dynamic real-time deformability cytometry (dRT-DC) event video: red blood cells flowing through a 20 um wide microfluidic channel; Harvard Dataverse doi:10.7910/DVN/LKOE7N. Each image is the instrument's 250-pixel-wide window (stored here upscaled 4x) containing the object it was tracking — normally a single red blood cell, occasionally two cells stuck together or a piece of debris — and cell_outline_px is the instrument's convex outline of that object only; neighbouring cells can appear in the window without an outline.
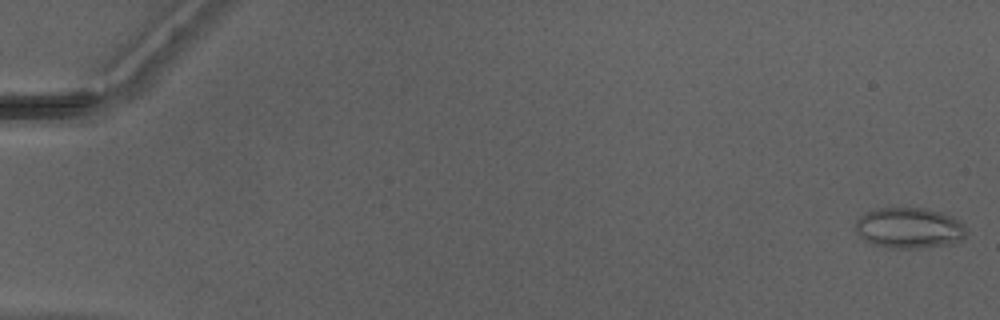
{"species": "Egyptian fruit bat (a non-hibernating species)", "species_latin": "Rousettus aegyptiacus", "temperature_condition": "warm", "stored_images_in_passage": 48, "camera_frame_rate_fps": 3000, "um_per_image_px": 0.085, "animal": {"sex": "male"}, "frame": {"image": 1, "passage_image": 1, "time_ms": 0.0, "image_size_px": [1000, 320], "cell_outline_px": [[968, 232], [960, 240], [944, 244], [920, 248], [888, 248], [872, 244], [856, 232], [856, 220], [864, 212], [876, 208], [924, 208], [940, 212], [952, 216], [960, 220], [964, 224]], "centroid_in_image_um": [77.27, 19.36], "position_along_channel_um": 7.7, "area_um2": 26.3}}
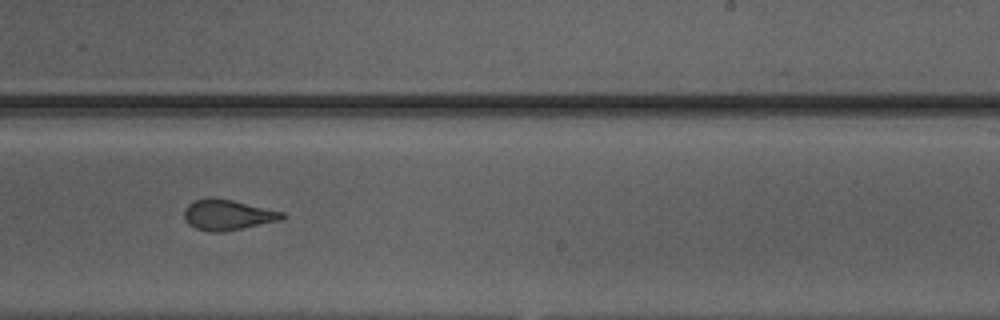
{"frame": {"image": 2, "passage_image": 32, "time_ms": 10.333, "image_size_px": [1000, 320], "cell_outline_px": [[288, 216], [280, 220], [224, 232], [208, 232], [196, 228], [188, 224], [184, 220], [184, 208], [188, 204], [196, 200], [208, 196], [212, 196], [232, 200], [284, 212]], "centroid_in_image_um": [19.32, 18.25], "position_along_channel_um": 269.7, "area_um2": 17.63}}
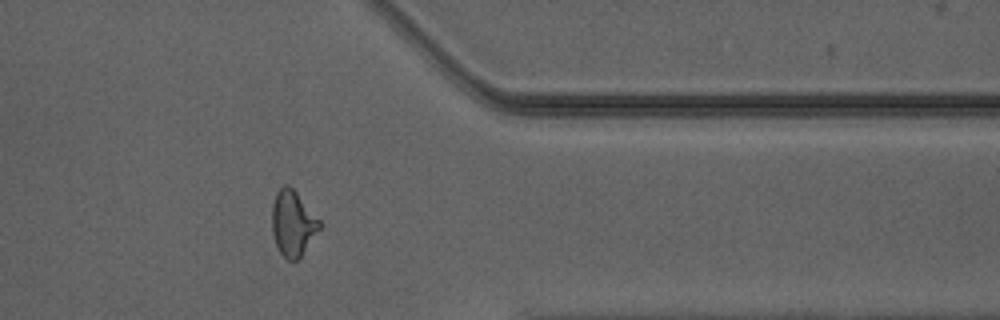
{"frame": {"image": 3, "passage_image": 41, "time_ms": 13.333, "image_size_px": [1000, 320], "cell_outline_px": [[324, 224], [300, 256], [296, 260], [288, 260], [280, 252], [276, 244], [272, 232], [272, 204], [276, 192], [284, 184], [288, 184], [296, 192]], "centroid_in_image_um": [24.9, 18.96], "position_along_channel_um": 386.5, "area_um2": 18.09}}